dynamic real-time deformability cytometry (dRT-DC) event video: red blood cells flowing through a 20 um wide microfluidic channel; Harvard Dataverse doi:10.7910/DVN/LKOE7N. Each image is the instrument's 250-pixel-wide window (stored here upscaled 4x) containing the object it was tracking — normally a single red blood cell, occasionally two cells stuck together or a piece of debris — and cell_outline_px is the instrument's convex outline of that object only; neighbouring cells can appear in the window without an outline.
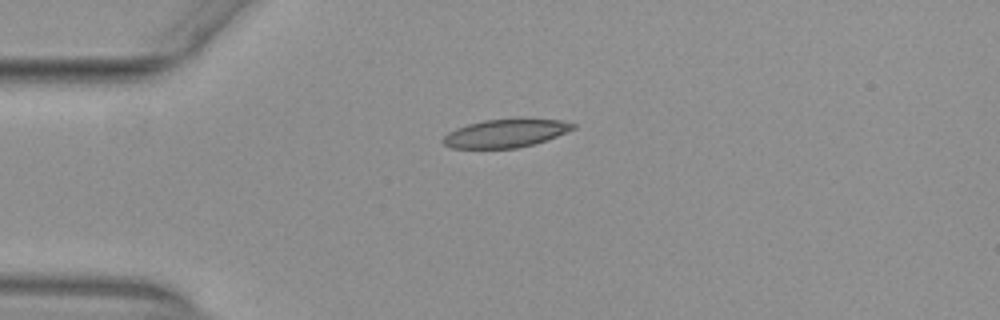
{"species": "common noctule bat (a hibernating species)", "species_latin": "Nyctalus noctula", "temperature_condition": "warm", "stored_images_in_passage": 31, "camera_frame_rate_fps": 3000, "um_per_image_px": 0.085, "animal": {"sex": "female", "body_mass_g": 29.2, "forearm_length_mm": 56.3}, "frame": {"image": 1, "passage_image": 2, "time_ms": 0.333, "image_size_px": [1000, 320], "cell_outline_px": [[576, 128], [556, 136], [532, 144], [516, 148], [452, 148], [444, 144], [440, 140], [448, 132], [456, 128], [468, 124], [484, 120], [516, 116], [524, 116], [560, 120], [576, 124]], "centroid_in_image_um": [42.99, 11.27], "position_along_channel_um": 42.0, "area_um2": 22.02}}
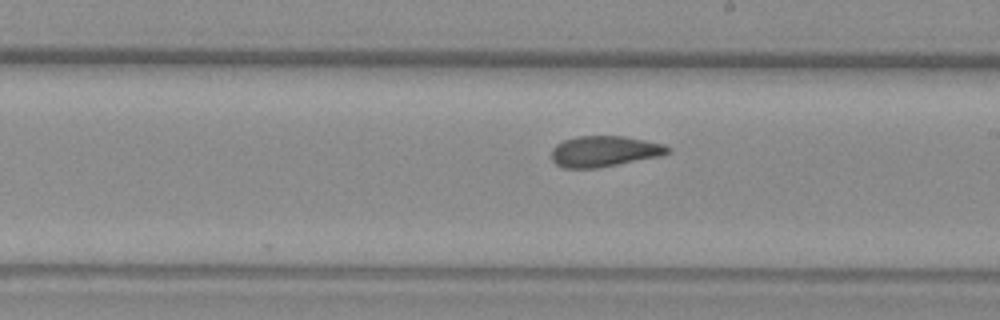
{"frame": {"image": 2, "passage_image": 19, "time_ms": 6.0, "image_size_px": [1000, 320], "cell_outline_px": [[672, 148], [668, 152], [660, 156], [596, 168], [560, 168], [552, 160], [552, 148], [556, 144], [564, 140], [576, 136], [624, 136], [664, 144]], "centroid_in_image_um": [51.34, 12.86], "position_along_channel_um": 237.7, "area_um2": 20.87}}
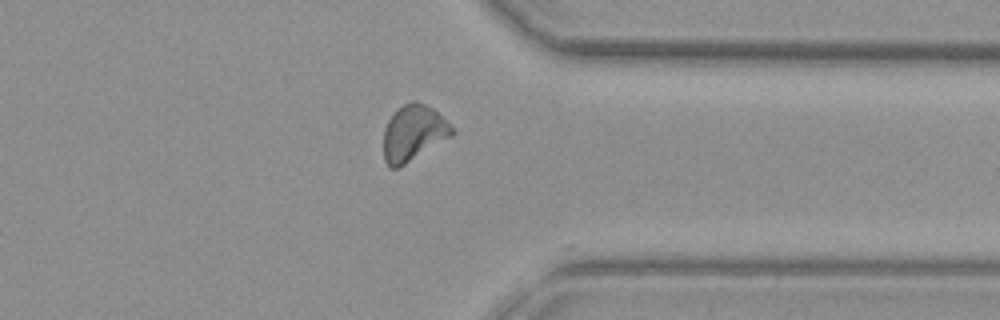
{"frame": {"image": 3, "passage_image": 30, "time_ms": 9.667, "image_size_px": [1000, 320], "cell_outline_px": [[456, 132], [452, 136], [400, 168], [392, 168], [384, 160], [384, 128], [388, 120], [396, 108], [412, 100], [416, 100], [432, 108], [456, 128]], "centroid_in_image_um": [35.16, 11.3], "position_along_channel_um": 376.2, "area_um2": 22.6}, "authors_computed_cell_mechanics": {"area_um2": 21.4438, "velocity_mm_per_s": 3.9179, "shape_relaxation_time_tau1_ms": null, "shape_relaxation_time_tau2_ms": 2.2618, "deformation_change_tau1": null, "deformation_change_tau2": 0.092}}